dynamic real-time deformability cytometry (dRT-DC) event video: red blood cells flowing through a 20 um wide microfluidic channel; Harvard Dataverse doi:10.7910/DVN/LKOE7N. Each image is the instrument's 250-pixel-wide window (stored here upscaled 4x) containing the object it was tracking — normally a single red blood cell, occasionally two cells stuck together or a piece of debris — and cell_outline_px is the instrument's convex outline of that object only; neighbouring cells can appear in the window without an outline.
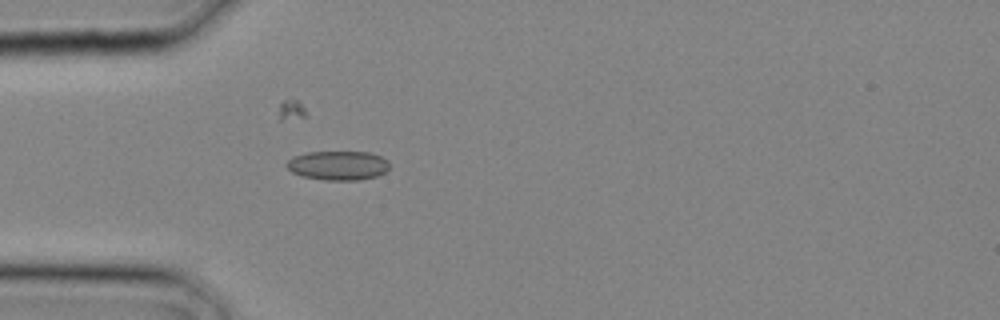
{"species": "common noctule bat (a hibernating species)", "species_latin": "Nyctalus noctula", "temperature_condition": "cold", "stored_images_in_passage": 3, "camera_frame_rate_fps": 3000, "um_per_image_px": 0.085, "animal": {"sex": "male", "body_mass_g": 20.4}, "frame": {"image": 1, "passage_image": 3, "time_ms": 0.667, "image_size_px": [1000, 320], "cell_outline_px": [[388, 168], [384, 172], [376, 176], [360, 180], [324, 180], [300, 176], [292, 172], [284, 164], [292, 156], [308, 152], [368, 152], [380, 156], [388, 160]], "centroid_in_image_um": [28.69, 14.06], "position_along_channel_um": 56.3, "area_um2": 17.57}}